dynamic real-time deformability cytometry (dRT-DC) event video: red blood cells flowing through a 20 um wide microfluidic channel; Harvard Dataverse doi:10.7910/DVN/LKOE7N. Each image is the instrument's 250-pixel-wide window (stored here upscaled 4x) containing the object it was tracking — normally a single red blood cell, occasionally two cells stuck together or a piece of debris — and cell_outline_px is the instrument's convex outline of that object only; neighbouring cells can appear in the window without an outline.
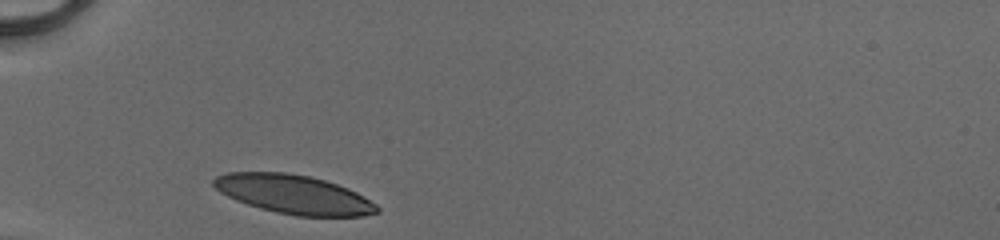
{"species": "human", "species_latin": "Homo sapiens", "temperature_condition": "cold", "stored_images_in_passage": 27, "camera_frame_rate_fps": 3000, "um_per_image_px": 0.085, "donor": {"sex": "male"}, "frame": {"image": 1, "passage_image": 1, "time_ms": 0.0, "image_size_px": [1000, 240], "cell_outline_px": [[380, 212], [360, 216], [296, 216], [276, 212], [260, 208], [236, 200], [220, 192], [212, 184], [212, 180], [216, 176], [228, 172], [284, 172], [308, 176], [324, 180], [348, 188], [356, 192], [376, 204], [380, 208]], "centroid_in_image_um": [24.96, 16.52], "position_along_channel_um": 60.0, "area_um2": 36.88}}
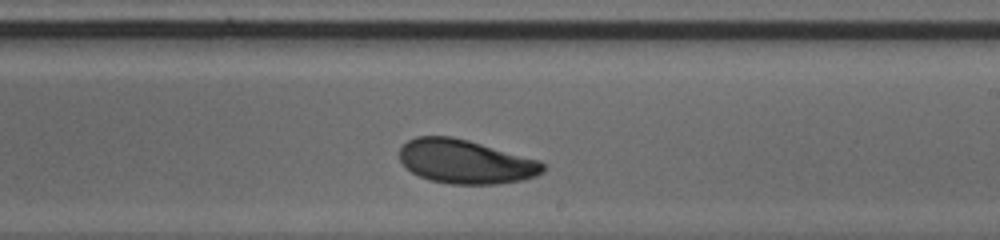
{"frame": {"image": 2, "passage_image": 16, "time_ms": 5.0, "image_size_px": [1000, 240], "cell_outline_px": [[544, 172], [536, 176], [524, 180], [496, 184], [448, 184], [428, 180], [412, 172], [400, 160], [400, 148], [408, 140], [416, 136], [452, 136], [468, 140], [540, 160], [544, 164]], "centroid_in_image_um": [39.59, 13.74], "position_along_channel_um": 249.4, "area_um2": 36.82}}
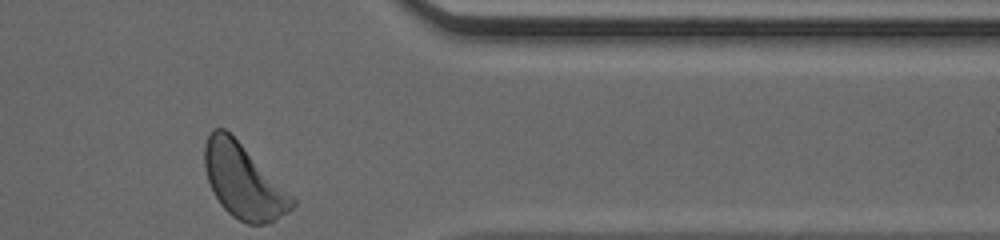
{"frame": {"image": 3, "passage_image": 27, "time_ms": 8.667, "image_size_px": [1000, 240], "cell_outline_px": [[296, 204], [288, 212], [272, 224], [248, 224], [232, 216], [220, 204], [208, 180], [204, 168], [204, 144], [212, 128], [224, 128], [296, 200]], "centroid_in_image_um": [20.67, 15.45], "position_along_channel_um": 390.7, "area_um2": 37.11}, "authors_computed_cell_mechanics": {"area_um2": 36.992, "velocity_mm_per_s": 4.08, "shape_relaxation_time_tau1_ms": 2.659, "shape_relaxation_time_tau2_ms": null, "deformation_change_tau1": 0.1349, "deformation_change_tau2": null}}